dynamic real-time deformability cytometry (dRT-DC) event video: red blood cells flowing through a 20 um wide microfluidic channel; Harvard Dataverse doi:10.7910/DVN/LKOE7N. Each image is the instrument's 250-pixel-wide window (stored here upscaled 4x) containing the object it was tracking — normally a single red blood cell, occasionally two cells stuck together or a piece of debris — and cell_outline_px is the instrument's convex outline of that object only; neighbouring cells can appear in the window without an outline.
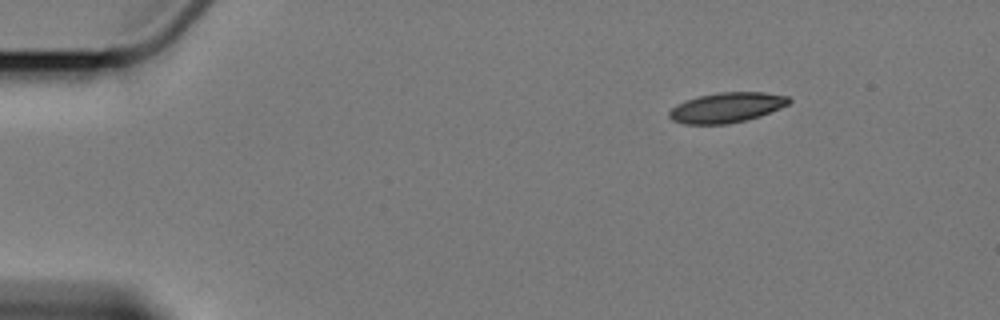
{"species": "Egyptian fruit bat (a non-hibernating species)", "species_latin": "Rousettus aegyptiacus", "temperature_condition": "cold", "stored_images_in_passage": 4, "camera_frame_rate_fps": 3000, "um_per_image_px": 0.085, "animal": {"sex": "female"}, "frame": {"image": 1, "passage_image": 1, "time_ms": 0.0, "image_size_px": [1000, 320], "cell_outline_px": [[792, 100], [788, 104], [780, 108], [760, 116], [744, 120], [724, 124], [684, 124], [672, 120], [668, 116], [668, 112], [676, 104], [700, 96], [720, 92], [764, 92], [788, 96]], "centroid_in_image_um": [61.76, 9.14], "position_along_channel_um": 23.2, "area_um2": 20.81}}
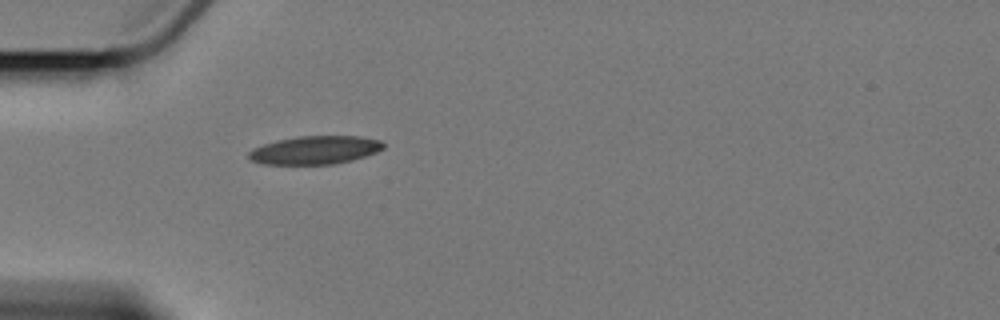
{"frame": {"image": 2, "passage_image": 4, "time_ms": 3.333, "image_size_px": [1000, 320], "cell_outline_px": [[384, 148], [376, 152], [352, 160], [332, 164], [264, 164], [248, 160], [248, 152], [252, 148], [276, 140], [296, 136], [360, 136], [380, 140], [384, 144]], "centroid_in_image_um": [26.74, 12.75], "position_along_channel_um": 58.3, "area_um2": 22.25}}